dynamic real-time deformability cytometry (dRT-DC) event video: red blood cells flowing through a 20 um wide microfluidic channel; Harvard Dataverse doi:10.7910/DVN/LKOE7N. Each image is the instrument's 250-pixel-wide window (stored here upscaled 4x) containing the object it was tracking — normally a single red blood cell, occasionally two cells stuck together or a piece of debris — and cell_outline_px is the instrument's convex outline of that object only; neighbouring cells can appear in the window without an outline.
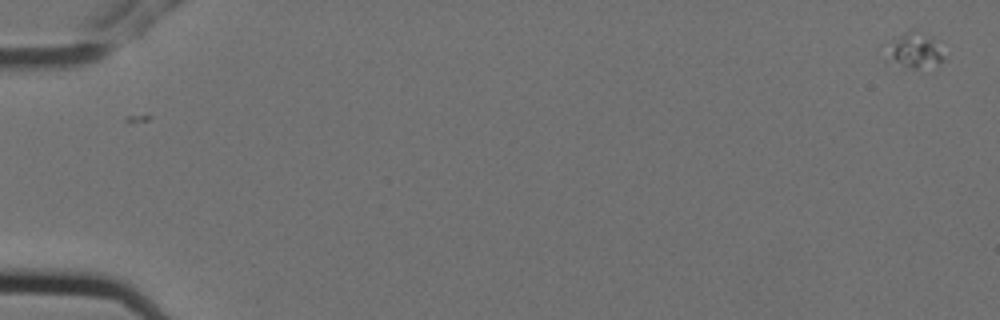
{"species": "Egyptian fruit bat (a non-hibernating species)", "species_latin": "Rousettus aegyptiacus", "temperature_condition": "cold", "stored_images_in_passage": 2, "camera_frame_rate_fps": 3000, "um_per_image_px": 0.085, "animal": {"sex": "female"}, "frame": {"image": 1, "passage_image": 2, "time_ms": 0.333, "image_size_px": [1000, 320], "cell_outline_px": [[944, 60], [940, 64], [916, 68], [912, 68], [896, 60], [892, 56], [892, 52], [896, 40], [900, 36], [912, 28], [928, 36], [932, 40], [944, 56]], "centroid_in_image_um": [77.92, 4.27], "position_along_channel_um": 7.1, "area_um2": 10.12}}